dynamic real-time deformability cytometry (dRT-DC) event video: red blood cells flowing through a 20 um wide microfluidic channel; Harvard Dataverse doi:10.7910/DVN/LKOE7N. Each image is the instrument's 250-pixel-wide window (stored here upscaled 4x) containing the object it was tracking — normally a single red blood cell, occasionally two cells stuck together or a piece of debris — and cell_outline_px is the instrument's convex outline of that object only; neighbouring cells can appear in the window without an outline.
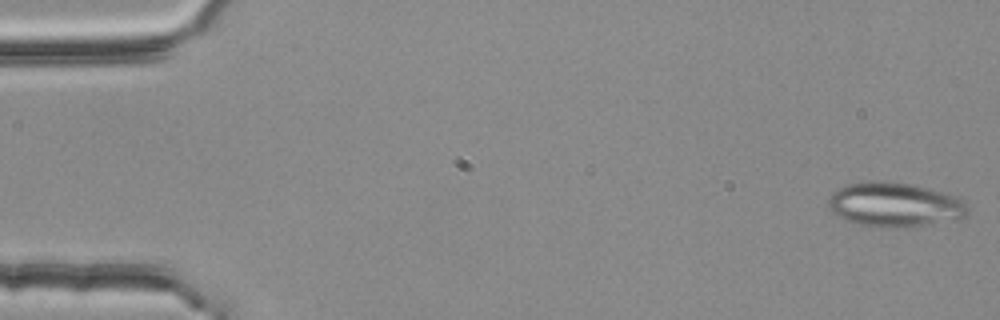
{"species": "common noctule bat (a hibernating species)", "species_latin": "Nyctalus noctula", "temperature_condition": "room temperature", "stored_images_in_passage": 54, "segment_of_instrument_passage": [1, 2], "camera_frame_rate_fps": 3000, "um_per_image_px": 0.085, "animal": {"sex": "female", "body_mass_g": 25.1}, "frame": {"image": 1, "passage_image": 1, "time_ms": 0.0, "image_size_px": [1000, 320], "cell_outline_px": [[968, 212], [964, 216], [908, 228], [880, 228], [856, 224], [832, 212], [828, 204], [828, 196], [832, 192], [848, 184], [868, 180], [876, 180], [908, 184], [940, 192], [952, 196], [960, 200], [968, 208]], "centroid_in_image_um": [75.94, 17.41], "position_along_channel_um": 9.1, "area_um2": 35.49}}